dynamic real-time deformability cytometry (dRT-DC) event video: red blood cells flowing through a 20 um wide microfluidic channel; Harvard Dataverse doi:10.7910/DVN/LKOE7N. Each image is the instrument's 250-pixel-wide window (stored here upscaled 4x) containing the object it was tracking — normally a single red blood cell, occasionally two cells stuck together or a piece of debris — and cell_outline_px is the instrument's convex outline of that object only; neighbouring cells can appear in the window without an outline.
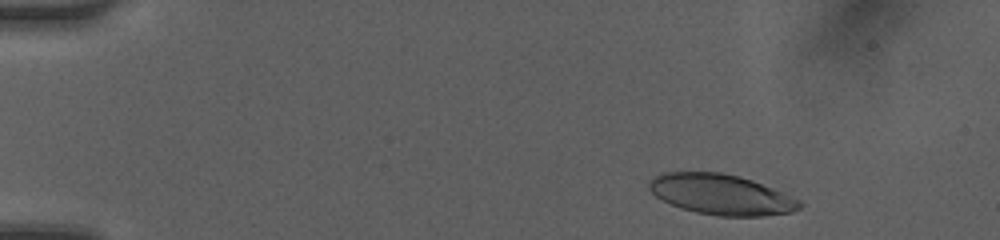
{"species": "human", "species_latin": "Homo sapiens", "temperature_condition": "room temperature", "stored_images_in_passage": 44, "camera_frame_rate_fps": 3000, "um_per_image_px": 0.085, "donor": {"sex": "female"}, "frame": {"image": 1, "passage_image": 2, "time_ms": 0.333, "image_size_px": [1000, 240], "cell_outline_px": [[804, 204], [800, 208], [792, 212], [760, 216], [716, 216], [696, 212], [680, 208], [656, 196], [648, 188], [648, 184], [660, 172], [720, 172], [740, 176], [752, 180], [772, 188], [800, 200]], "centroid_in_image_um": [61.31, 16.53], "position_along_channel_um": 23.7, "area_um2": 35.32}}
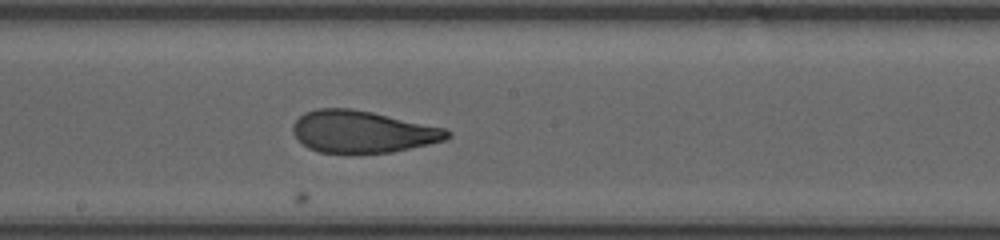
{"frame": {"image": 2, "passage_image": 23, "time_ms": 7.333, "image_size_px": [1000, 240], "cell_outline_px": [[452, 136], [444, 140], [428, 144], [392, 152], [320, 152], [308, 148], [292, 132], [292, 124], [304, 112], [316, 108], [352, 108], [372, 112], [444, 128], [452, 132]], "centroid_in_image_um": [30.8, 11.18], "position_along_channel_um": 217.4, "area_um2": 37.45}}
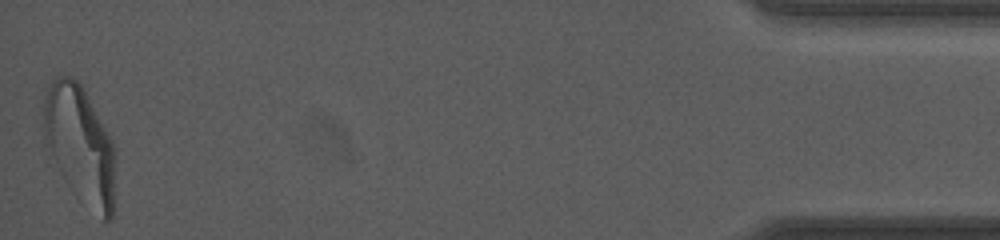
{"frame": {"image": 3, "passage_image": 44, "time_ms": 14.333, "image_size_px": [1000, 240], "cell_outline_px": [[112, 216], [104, 224], [64, 180], [44, 144], [40, 104], [52, 80], [56, 76], [72, 76], [80, 84], [112, 140]], "centroid_in_image_um": [6.69, 12.24], "position_along_channel_um": 428.5, "area_um2": 48.55}, "authors_computed_cell_mechanics": {"area_um2": 38.2636, "velocity_mm_per_s": 4.1996, "shape_relaxation_time_tau1_ms": 5.906, "shape_relaxation_time_tau2_ms": 1.1366, "deformation_change_tau1": 0.2357, "deformation_change_tau2": 0.0756}}